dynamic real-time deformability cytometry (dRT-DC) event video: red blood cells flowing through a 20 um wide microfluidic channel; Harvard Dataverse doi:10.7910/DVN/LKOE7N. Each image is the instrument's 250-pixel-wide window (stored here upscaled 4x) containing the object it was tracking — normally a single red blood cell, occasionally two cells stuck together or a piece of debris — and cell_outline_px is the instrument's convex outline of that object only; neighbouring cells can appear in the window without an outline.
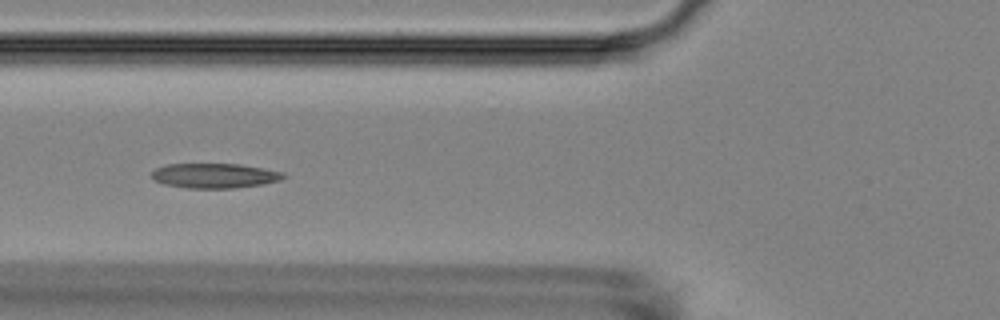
{"species": "Egyptian fruit bat (a non-hibernating species)", "species_latin": "Rousettus aegyptiacus", "temperature_condition": "room temperature", "stored_images_in_passage": 10, "camera_frame_rate_fps": 3000, "um_per_image_px": 0.085, "animal": {"sex": "female"}, "frame": {"image": 1, "passage_image": 5, "time_ms": 6.667, "image_size_px": [1000, 320], "cell_outline_px": [[288, 176], [280, 180], [264, 184], [236, 188], [188, 188], [164, 184], [156, 180], [152, 176], [152, 172], [156, 168], [168, 164], [240, 164], [264, 168], [284, 172]], "centroid_in_image_um": [18.31, 14.93], "position_along_channel_um": 107.5, "area_um2": 19.07}}
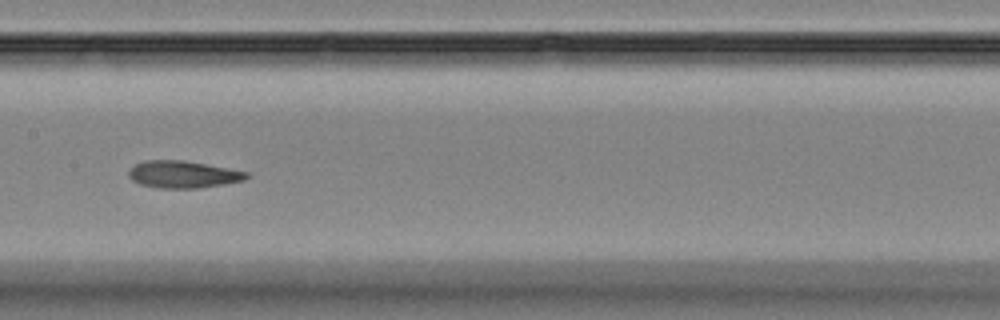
{"frame": {"image": 2, "passage_image": 7, "time_ms": 9.0, "image_size_px": [1000, 320], "cell_outline_px": [[248, 176], [244, 180], [224, 184], [200, 188], [160, 188], [140, 184], [132, 180], [128, 176], [128, 168], [144, 160], [184, 160], [228, 168], [248, 172]], "centroid_in_image_um": [15.52, 14.82], "position_along_channel_um": 191.9, "area_um2": 18.67}}
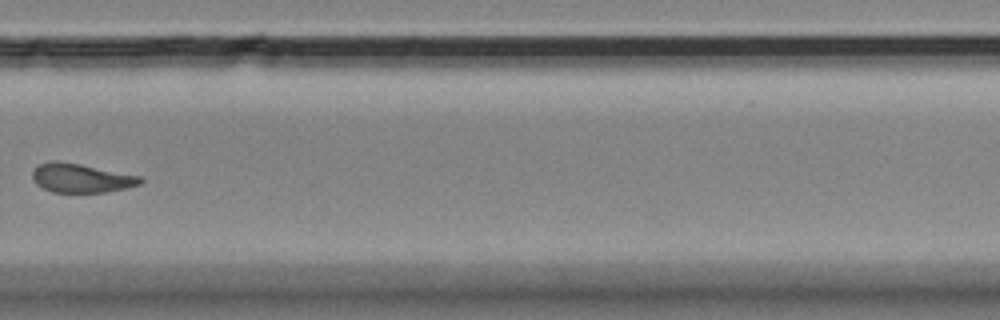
{"frame": {"image": 3, "passage_image": 10, "time_ms": 12.667, "image_size_px": [1000, 320], "cell_outline_px": [[144, 180], [140, 184], [108, 192], [52, 192], [36, 184], [32, 180], [32, 172], [36, 164], [48, 160], [56, 160], [80, 164], [144, 176]], "centroid_in_image_um": [6.88, 15.11], "position_along_channel_um": 322.9, "area_um2": 18.55}}